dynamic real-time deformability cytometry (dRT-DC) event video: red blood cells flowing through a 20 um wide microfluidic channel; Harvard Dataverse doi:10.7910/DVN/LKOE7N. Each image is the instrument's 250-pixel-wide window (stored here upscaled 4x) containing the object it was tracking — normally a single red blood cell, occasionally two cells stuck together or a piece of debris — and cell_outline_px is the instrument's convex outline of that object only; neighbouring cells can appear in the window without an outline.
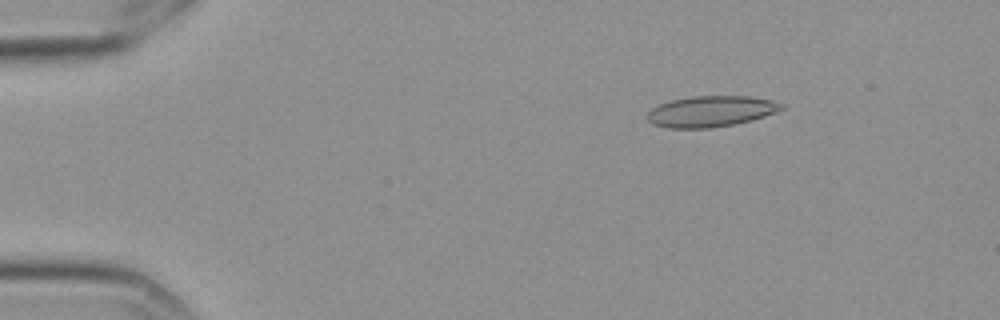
{"species": "Egyptian fruit bat (a non-hibernating species)", "species_latin": "Rousettus aegyptiacus", "temperature_condition": "cold", "stored_images_in_passage": 6, "segment_of_instrument_passage": [2, 2], "camera_frame_rate_fps": 3000, "um_per_image_px": 0.085, "frame": {"image": 1, "passage_image": 6, "time_ms": 1.667, "image_size_px": [1000, 320], "cell_outline_px": [[784, 108], [776, 112], [752, 120], [732, 124], [708, 128], [668, 128], [652, 124], [648, 120], [648, 112], [652, 108], [660, 104], [672, 100], [692, 96], [752, 96], [772, 100], [784, 104]], "centroid_in_image_um": [60.44, 9.46], "position_along_channel_um": 24.6, "area_um2": 24.1}}